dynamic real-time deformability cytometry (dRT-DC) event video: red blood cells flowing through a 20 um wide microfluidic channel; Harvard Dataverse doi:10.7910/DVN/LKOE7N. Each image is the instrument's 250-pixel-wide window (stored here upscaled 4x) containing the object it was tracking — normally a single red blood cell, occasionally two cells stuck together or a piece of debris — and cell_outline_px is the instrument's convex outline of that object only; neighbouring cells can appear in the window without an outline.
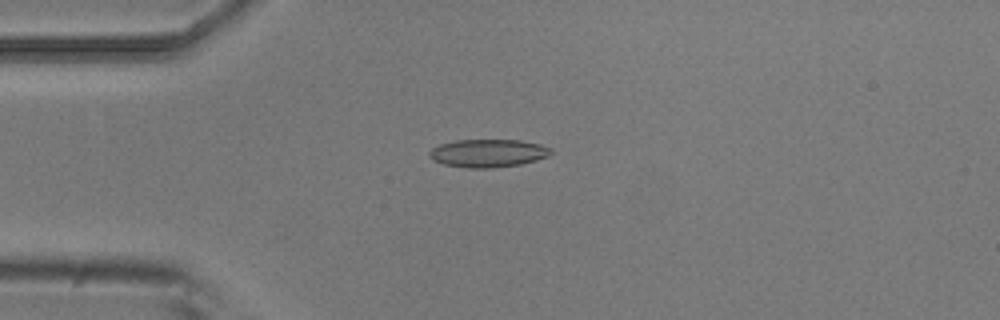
{"species": "common noctule bat (a hibernating species)", "species_latin": "Nyctalus noctula", "temperature_condition": "room temperature", "stored_images_in_passage": 5, "camera_frame_rate_fps": 3000, "um_per_image_px": 0.085, "animal": {"sex": "male", "body_mass_g": 20.5, "forearm_length_mm": 52.5}, "frame": {"image": 1, "passage_image": 4, "time_ms": 1.0, "image_size_px": [1000, 320], "cell_outline_px": [[552, 152], [548, 156], [536, 160], [520, 164], [492, 168], [468, 168], [444, 164], [432, 160], [428, 156], [428, 152], [432, 148], [440, 144], [456, 140], [520, 140], [540, 144], [552, 148]], "centroid_in_image_um": [41.47, 13.02], "position_along_channel_um": 43.5, "area_um2": 19.88}}
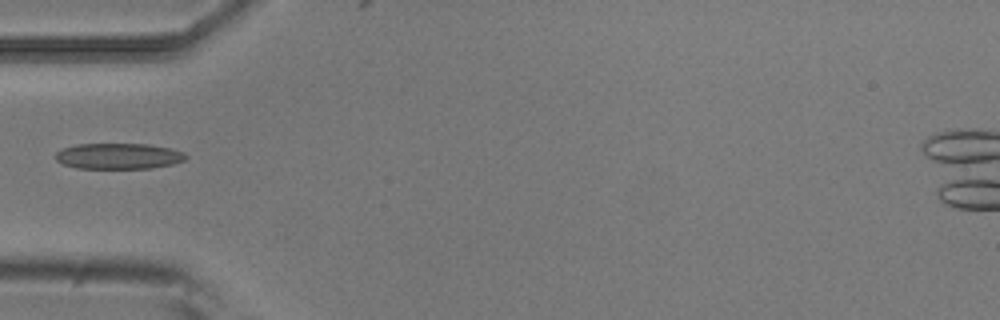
{"frame": {"image": 2, "passage_image": 5, "time_ms": 1.333, "image_size_px": [1000, 320], "cell_outline_px": [[188, 156], [184, 160], [172, 164], [152, 168], [76, 168], [64, 164], [56, 160], [56, 152], [64, 148], [76, 144], [148, 144], [168, 148], [184, 152]], "centroid_in_image_um": [10.08, 13.27], "position_along_channel_um": 74.9, "area_um2": 19.48}}